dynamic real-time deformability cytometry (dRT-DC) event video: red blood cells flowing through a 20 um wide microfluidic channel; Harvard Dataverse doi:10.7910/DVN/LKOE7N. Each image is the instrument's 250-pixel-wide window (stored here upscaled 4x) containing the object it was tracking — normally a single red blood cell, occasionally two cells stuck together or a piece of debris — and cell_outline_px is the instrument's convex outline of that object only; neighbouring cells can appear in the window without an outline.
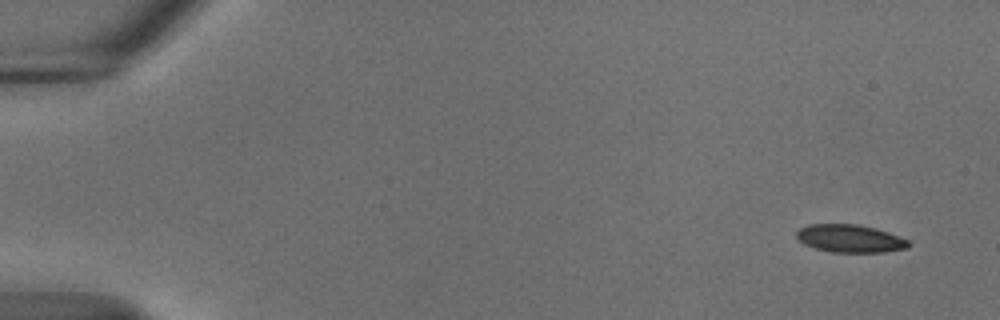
{"species": "common noctule bat (a hibernating species)", "species_latin": "Nyctalus noctula", "temperature_condition": "cold", "stored_images_in_passage": 53, "camera_frame_rate_fps": 3000, "um_per_image_px": 0.085, "animal": {"sex": "male", "body_mass_g": 18.8}, "frame": {"image": 1, "passage_image": 1, "time_ms": 0.0, "image_size_px": [1000, 320], "cell_outline_px": [[912, 244], [908, 248], [884, 252], [832, 252], [816, 248], [804, 244], [796, 236], [796, 232], [800, 228], [808, 224], [856, 224], [876, 228], [888, 232], [908, 240]], "centroid_in_image_um": [72.27, 20.27], "position_along_channel_um": 12.7, "area_um2": 18.15}}
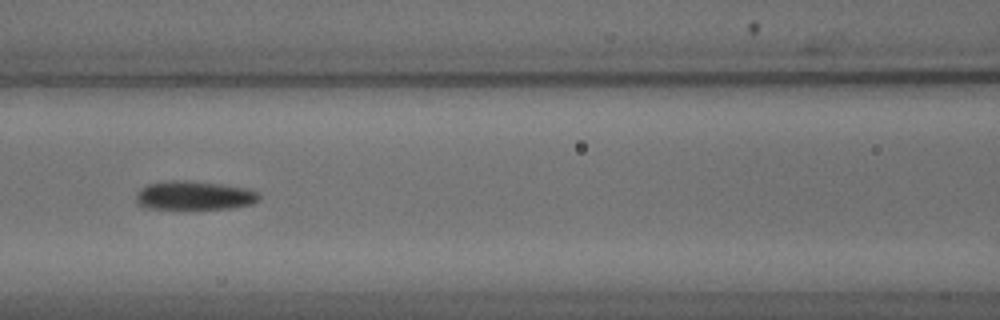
{"frame": {"image": 2, "passage_image": 23, "time_ms": 7.333, "image_size_px": [1000, 320], "cell_outline_px": [[260, 196], [252, 204], [224, 208], [148, 208], [136, 204], [136, 192], [140, 188], [148, 184], [168, 180], [192, 180], [220, 184], [244, 188], [256, 192]], "centroid_in_image_um": [16.42, 16.6], "position_along_channel_um": 150.2, "area_um2": 20.4}}
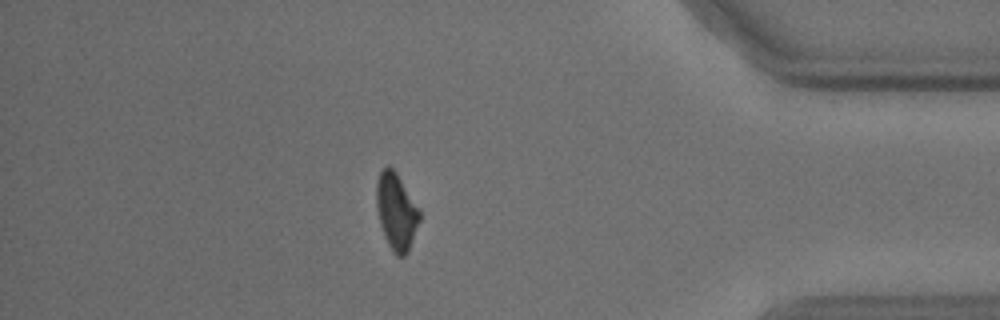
{"frame": {"image": 3, "passage_image": 46, "time_ms": 15.0, "image_size_px": [1000, 320], "cell_outline_px": [[420, 220], [408, 252], [404, 256], [396, 256], [388, 244], [384, 236], [380, 224], [376, 204], [376, 184], [380, 172], [388, 164], [396, 172], [420, 212]], "centroid_in_image_um": [33.67, 17.99], "position_along_channel_um": 401.5, "area_um2": 18.96}, "authors_computed_cell_mechanics": {"area_um2": 20.0566, "velocity_mm_per_s": 3.6988, "shape_relaxation_time_tau1_ms": 2.8495, "shape_relaxation_time_tau2_ms": 2.4077, "deformation_change_tau1": 0.1237, "deformation_change_tau2": 0.0795}}